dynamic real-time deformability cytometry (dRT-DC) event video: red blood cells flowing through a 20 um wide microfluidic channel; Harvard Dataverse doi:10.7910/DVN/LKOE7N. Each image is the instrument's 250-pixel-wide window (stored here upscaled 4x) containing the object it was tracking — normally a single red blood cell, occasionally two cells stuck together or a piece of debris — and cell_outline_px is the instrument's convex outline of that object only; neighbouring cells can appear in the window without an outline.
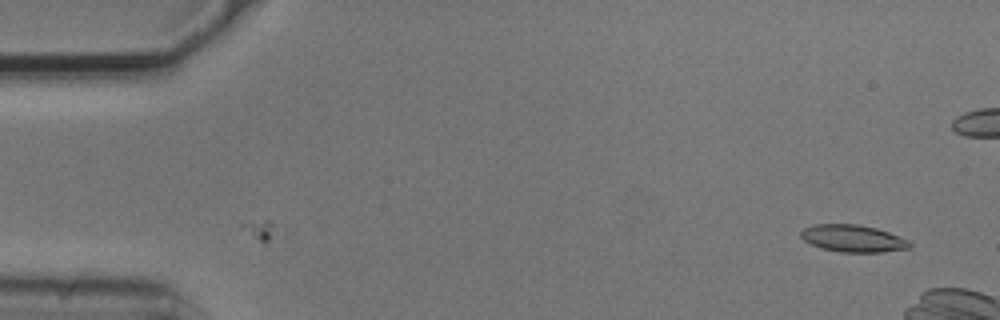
{"species": "common noctule bat (a hibernating species)", "species_latin": "Nyctalus noctula", "temperature_condition": "cold", "stored_images_in_passage": 2, "camera_frame_rate_fps": 3000, "um_per_image_px": 0.085, "animal": {"sex": "male", "body_mass_g": 20.5, "forearm_length_mm": 52.5}, "frame": {"image": 1, "passage_image": 2, "time_ms": 0.333, "image_size_px": [1000, 320], "cell_outline_px": [[912, 248], [880, 252], [840, 252], [820, 248], [804, 240], [800, 236], [800, 232], [804, 228], [812, 224], [856, 224], [876, 228], [888, 232], [908, 240], [912, 244]], "centroid_in_image_um": [72.49, 20.27], "position_along_channel_um": 12.5, "area_um2": 17.22}}